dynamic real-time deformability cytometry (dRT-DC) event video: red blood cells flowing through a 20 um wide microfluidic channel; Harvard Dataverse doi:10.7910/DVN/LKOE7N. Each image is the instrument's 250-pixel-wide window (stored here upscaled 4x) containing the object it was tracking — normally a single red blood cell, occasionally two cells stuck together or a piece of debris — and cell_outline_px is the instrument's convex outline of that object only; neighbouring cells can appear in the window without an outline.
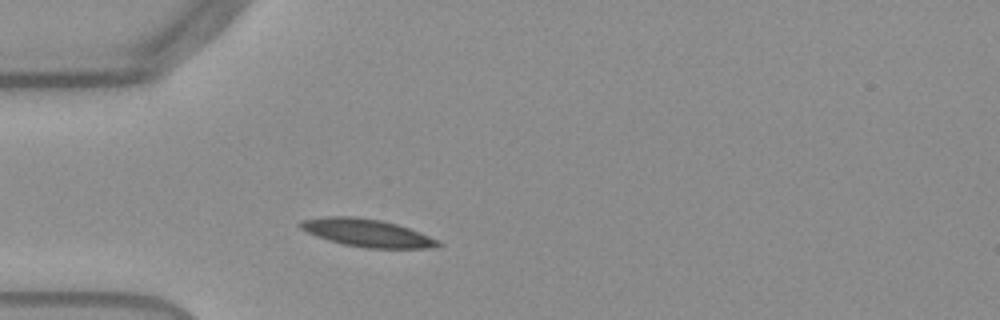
{"species": "Egyptian fruit bat (a non-hibernating species)", "species_latin": "Rousettus aegyptiacus", "temperature_condition": "warm", "stored_images_in_passage": 39, "camera_frame_rate_fps": 3000, "um_per_image_px": 0.085, "frame": {"image": 1, "passage_image": 1, "time_ms": 0.0, "image_size_px": [1000, 320], "cell_outline_px": [[444, 244], [436, 248], [364, 248], [344, 244], [328, 240], [316, 236], [300, 228], [296, 224], [304, 220], [324, 216], [356, 216], [380, 220], [396, 224], [420, 232], [440, 240]], "centroid_in_image_um": [31.23, 19.8], "position_along_channel_um": 53.8, "area_um2": 22.37}}
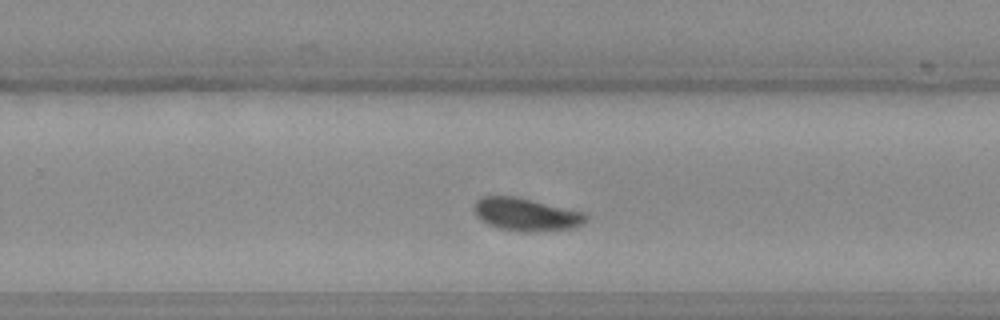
{"frame": {"image": 2, "passage_image": 20, "time_ms": 6.333, "image_size_px": [1000, 320], "cell_outline_px": [[588, 220], [584, 224], [572, 228], [532, 232], [524, 232], [500, 228], [488, 224], [480, 220], [476, 216], [476, 200], [480, 196], [516, 196], [584, 212], [588, 216]], "centroid_in_image_um": [44.75, 18.23], "position_along_channel_um": 285.0, "area_um2": 21.39}}
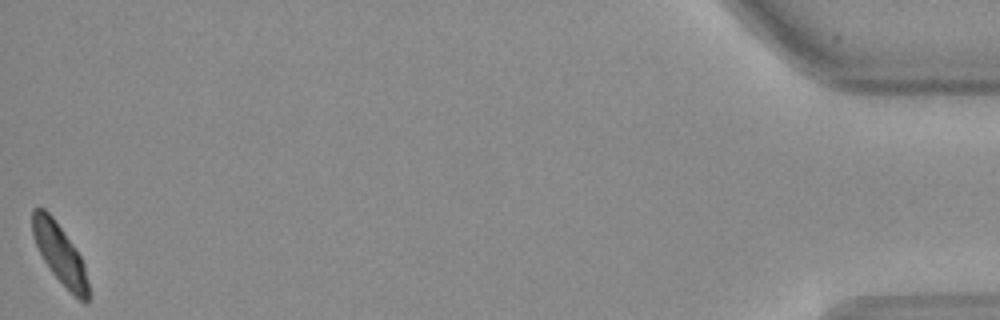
{"frame": {"image": 3, "passage_image": 39, "time_ms": 12.667, "image_size_px": [1000, 320], "cell_outline_px": [[88, 304], [84, 304], [52, 272], [44, 260], [36, 244], [32, 232], [32, 208], [44, 208], [52, 216], [76, 248], [84, 264], [88, 280]], "centroid_in_image_um": [5.09, 21.55], "position_along_channel_um": 430.1, "area_um2": 19.02}, "authors_computed_cell_mechanics": {"area_um2": 20.8658, "velocity_mm_per_s": 3.7933, "shape_relaxation_time_tau1_ms": 2.1133, "shape_relaxation_time_tau2_ms": 1.9634, "deformation_change_tau1": 0.1199, "deformation_change_tau2": 0.0659}}